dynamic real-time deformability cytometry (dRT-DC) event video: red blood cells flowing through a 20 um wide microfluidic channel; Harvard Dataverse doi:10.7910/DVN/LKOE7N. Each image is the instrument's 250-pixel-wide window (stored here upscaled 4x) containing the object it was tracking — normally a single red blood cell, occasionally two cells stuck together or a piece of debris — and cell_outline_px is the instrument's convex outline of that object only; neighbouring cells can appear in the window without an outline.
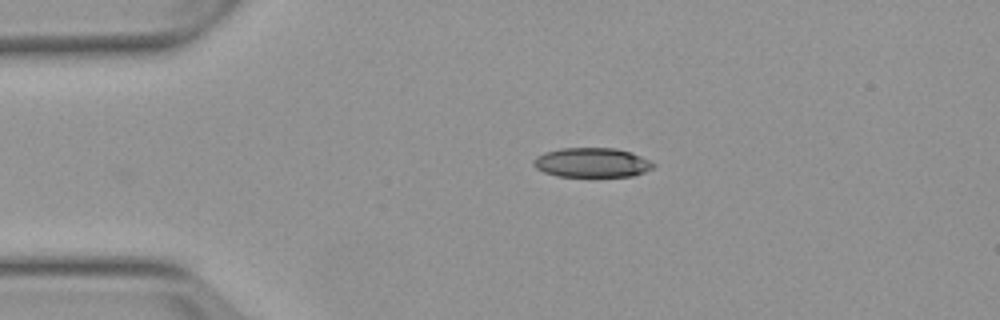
{"species": "Egyptian fruit bat (a non-hibernating species)", "species_latin": "Rousettus aegyptiacus", "temperature_condition": "warm", "stored_images_in_passage": 2, "camera_frame_rate_fps": 3000, "um_per_image_px": 0.085, "animal": {"sex": "female"}, "frame": {"image": 1, "passage_image": 2, "time_ms": 1.333, "image_size_px": [1000, 320], "cell_outline_px": [[656, 164], [652, 168], [644, 172], [632, 176], [556, 176], [544, 172], [536, 168], [532, 164], [532, 160], [536, 156], [544, 152], [560, 148], [616, 148], [632, 152]], "centroid_in_image_um": [50.28, 13.81], "position_along_channel_um": 34.7, "area_um2": 20.63}}